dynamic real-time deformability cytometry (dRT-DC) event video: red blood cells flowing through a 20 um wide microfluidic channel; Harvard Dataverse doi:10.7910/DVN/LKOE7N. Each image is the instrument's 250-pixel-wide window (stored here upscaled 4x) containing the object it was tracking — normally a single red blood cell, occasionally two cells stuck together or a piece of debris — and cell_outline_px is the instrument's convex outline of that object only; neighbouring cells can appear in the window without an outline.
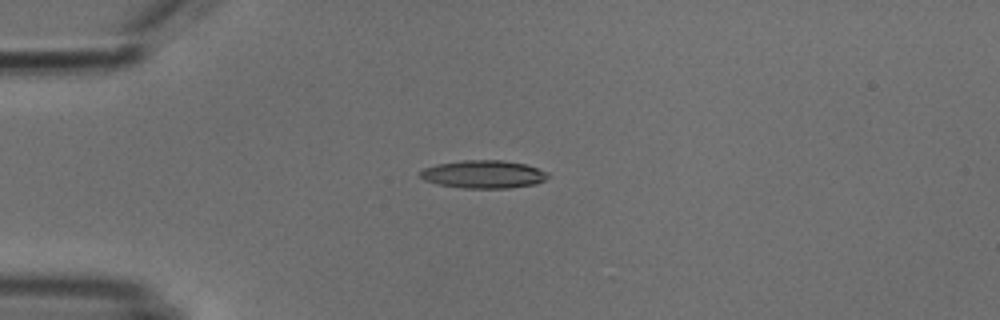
{"species": "common noctule bat (a hibernating species)", "species_latin": "Nyctalus noctula", "temperature_condition": "cold", "stored_images_in_passage": 7, "camera_frame_rate_fps": 3000, "um_per_image_px": 0.085, "animal": {"sex": "male", "body_mass_g": 18.8}, "frame": {"image": 1, "passage_image": 1, "time_ms": 0.0, "image_size_px": [1000, 320], "cell_outline_px": [[552, 176], [536, 184], [508, 188], [464, 188], [436, 184], [424, 180], [420, 176], [420, 172], [424, 168], [436, 164], [464, 160], [500, 160], [524, 164], [548, 172]], "centroid_in_image_um": [41.1, 14.82], "position_along_channel_um": 43.9, "area_um2": 20.81}}
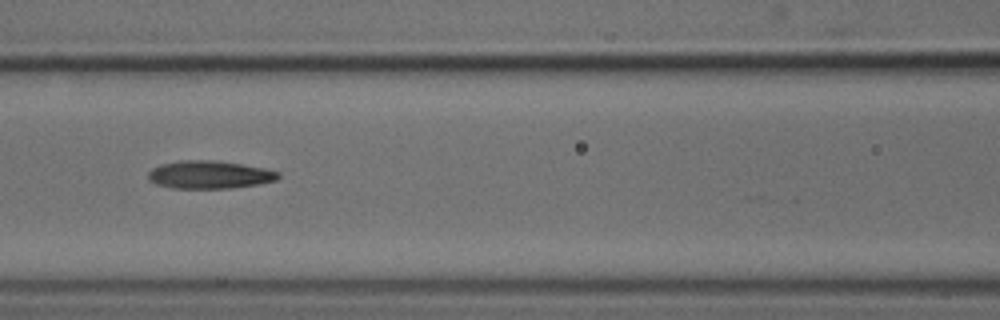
{"frame": {"image": 2, "passage_image": 4, "time_ms": 3.333, "image_size_px": [1000, 320], "cell_outline_px": [[280, 176], [276, 180], [260, 184], [228, 188], [172, 188], [156, 184], [148, 180], [148, 172], [152, 168], [160, 164], [180, 160], [212, 160], [240, 164], [264, 168], [280, 172]], "centroid_in_image_um": [17.78, 14.85], "position_along_channel_um": 148.8, "area_um2": 21.15}}
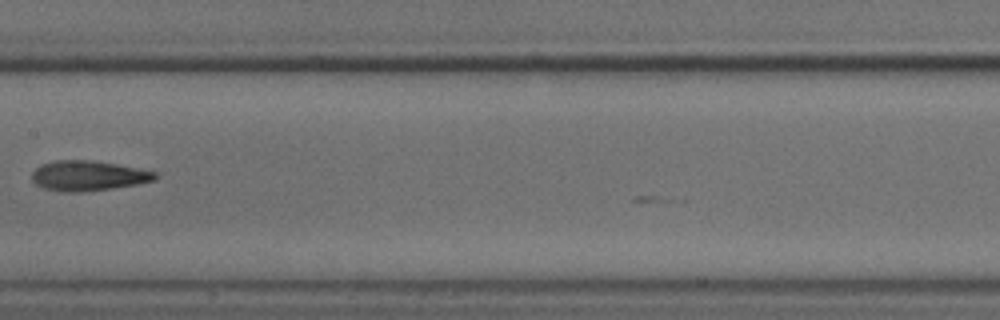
{"frame": {"image": 3, "passage_image": 5, "time_ms": 4.667, "image_size_px": [1000, 320], "cell_outline_px": [[156, 180], [136, 184], [112, 188], [80, 192], [68, 192], [44, 188], [36, 184], [32, 180], [32, 172], [40, 164], [56, 160], [92, 160], [116, 164], [156, 172]], "centroid_in_image_um": [7.46, 14.93], "position_along_channel_um": 199.9, "area_um2": 21.39}}